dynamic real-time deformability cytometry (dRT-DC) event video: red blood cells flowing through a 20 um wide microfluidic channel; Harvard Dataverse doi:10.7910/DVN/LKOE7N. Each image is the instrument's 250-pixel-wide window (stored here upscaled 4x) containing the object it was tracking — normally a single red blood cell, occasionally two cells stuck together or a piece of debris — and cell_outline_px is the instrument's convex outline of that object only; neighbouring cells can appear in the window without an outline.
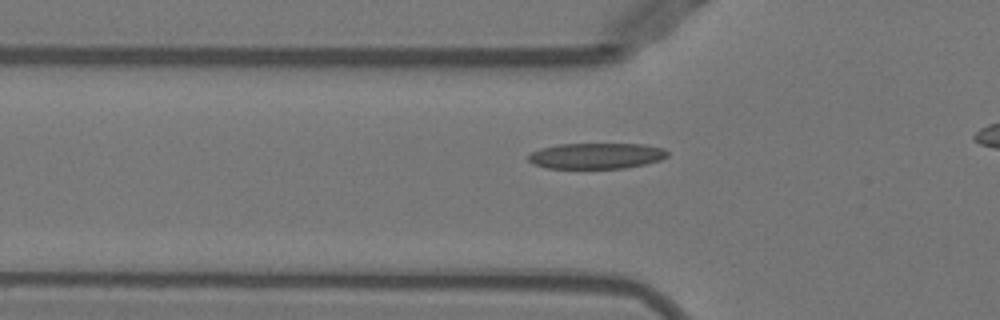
{"species": "Egyptian fruit bat (a non-hibernating species)", "species_latin": "Rousettus aegyptiacus", "temperature_condition": "warm", "stored_images_in_passage": 37, "camera_frame_rate_fps": 3000, "um_per_image_px": 0.085, "animal": {"sex": "female"}, "frame": {"image": 1, "passage_image": 10, "time_ms": 3.0, "image_size_px": [1000, 320], "cell_outline_px": [[668, 156], [660, 160], [644, 164], [624, 168], [548, 168], [532, 164], [528, 160], [528, 156], [532, 152], [540, 148], [560, 144], [644, 144], [664, 148], [668, 152]], "centroid_in_image_um": [50.69, 13.24], "position_along_channel_um": 75.1, "area_um2": 20.92}}
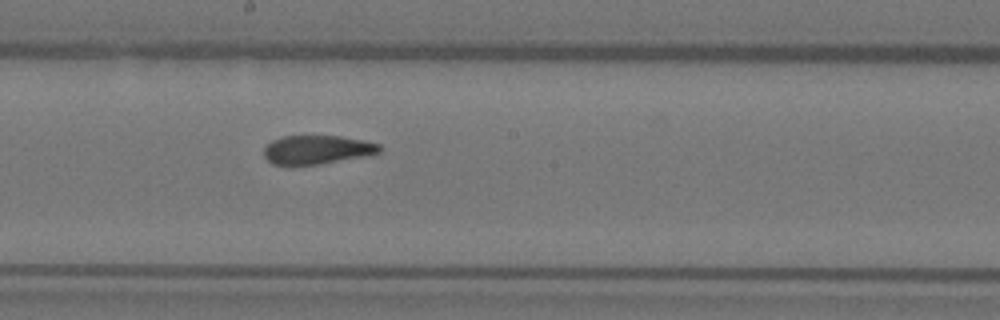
{"frame": {"image": 2, "passage_image": 21, "time_ms": 6.667, "image_size_px": [1000, 320], "cell_outline_px": [[380, 152], [364, 156], [316, 164], [288, 168], [272, 164], [264, 156], [264, 148], [272, 140], [284, 136], [340, 136], [380, 144]], "centroid_in_image_um": [26.85, 12.75], "position_along_channel_um": 221.3, "area_um2": 19.54}}
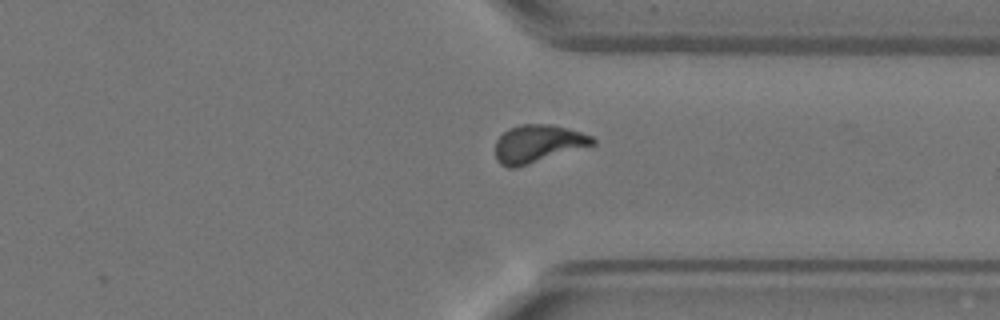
{"frame": {"image": 3, "passage_image": 32, "time_ms": 10.333, "image_size_px": [1000, 320], "cell_outline_px": [[596, 144], [516, 168], [508, 168], [500, 164], [496, 160], [496, 140], [508, 128], [520, 124], [552, 124], [568, 128], [592, 136], [596, 140]], "centroid_in_image_um": [45.71, 12.21], "position_along_channel_um": 365.7, "area_um2": 21.5}}